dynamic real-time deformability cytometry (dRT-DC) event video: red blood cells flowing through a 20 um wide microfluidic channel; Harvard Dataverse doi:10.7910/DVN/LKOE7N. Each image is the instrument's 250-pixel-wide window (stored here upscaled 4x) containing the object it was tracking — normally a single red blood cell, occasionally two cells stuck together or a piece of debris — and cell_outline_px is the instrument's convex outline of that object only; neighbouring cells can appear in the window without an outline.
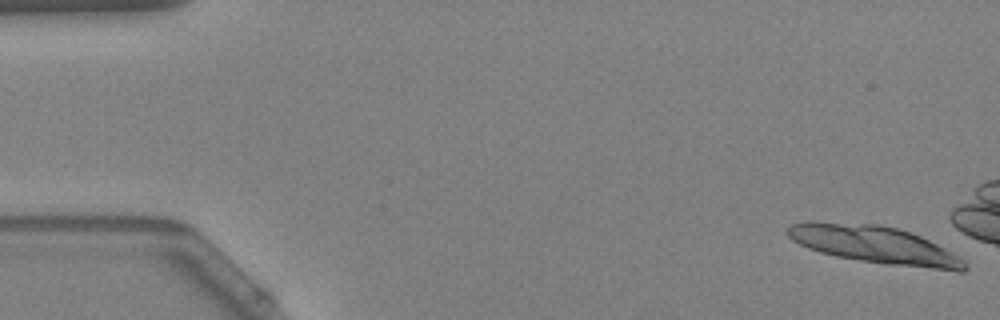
{"species": "Egyptian fruit bat (a non-hibernating species)", "species_latin": "Rousettus aegyptiacus", "temperature_condition": "warm", "stored_images_in_passage": 13, "camera_frame_rate_fps": 3000, "um_per_image_px": 0.085, "animal": {"sex": "female"}, "frame": {"image": 1, "passage_image": 1, "time_ms": 0.0, "image_size_px": [1000, 320], "cell_outline_px": [[968, 268], [964, 272], [956, 272], [888, 264], [860, 260], [836, 256], [820, 252], [808, 248], [792, 240], [788, 236], [788, 228], [792, 224], [808, 220], [812, 220], [876, 224], [900, 228], [920, 236], [960, 256], [964, 260]], "centroid_in_image_um": [74.37, 20.8], "position_along_channel_um": 10.6, "area_um2": 38.96}}